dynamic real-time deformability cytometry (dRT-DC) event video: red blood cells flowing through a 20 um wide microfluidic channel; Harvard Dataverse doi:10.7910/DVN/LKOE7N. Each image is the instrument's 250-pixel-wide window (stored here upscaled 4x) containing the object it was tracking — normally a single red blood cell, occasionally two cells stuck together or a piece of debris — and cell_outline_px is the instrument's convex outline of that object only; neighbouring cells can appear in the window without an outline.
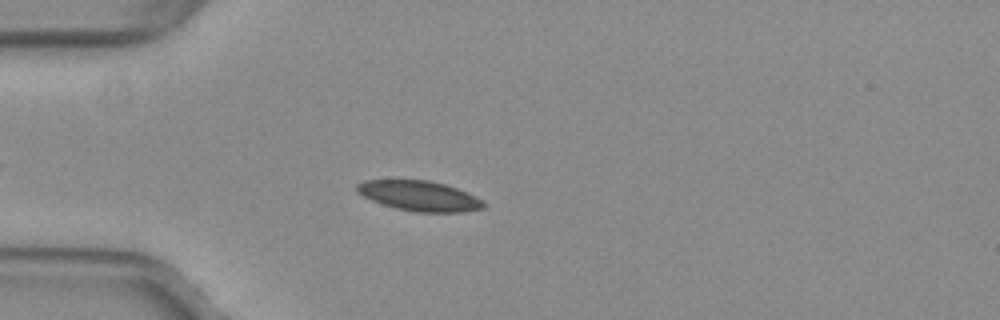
{"species": "common noctule bat (a hibernating species)", "species_latin": "Nyctalus noctula", "temperature_condition": "warm", "stored_images_in_passage": 38, "camera_frame_rate_fps": 3000, "um_per_image_px": 0.085, "animal": {"sex": "female", "body_mass_g": 29.2, "forearm_length_mm": 56.3}, "frame": {"image": 1, "passage_image": 8, "time_ms": 2.333, "image_size_px": [1000, 320], "cell_outline_px": [[488, 204], [484, 208], [464, 212], [416, 212], [396, 208], [372, 200], [356, 192], [356, 184], [364, 180], [428, 180], [444, 184], [468, 192], [476, 196]], "centroid_in_image_um": [35.68, 16.65], "position_along_channel_um": 49.3, "area_um2": 22.25}}
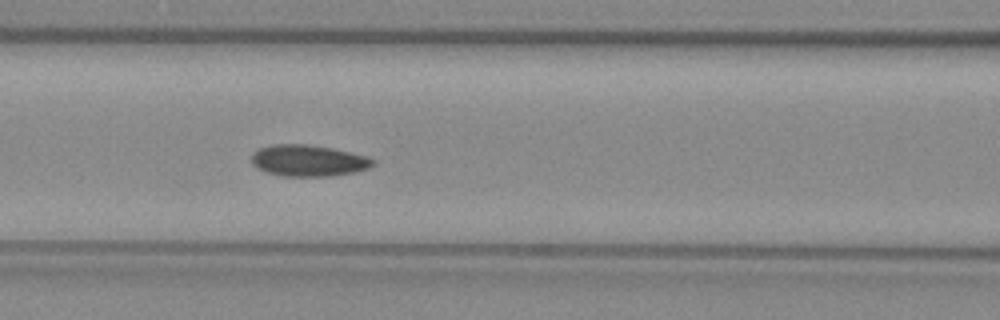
{"frame": {"image": 2, "passage_image": 16, "time_ms": 5.0, "image_size_px": [1000, 320], "cell_outline_px": [[376, 164], [368, 168], [356, 172], [332, 176], [280, 176], [256, 168], [252, 164], [252, 152], [260, 148], [272, 144], [308, 144], [332, 148], [368, 156], [376, 160]], "centroid_in_image_um": [26.23, 13.65], "position_along_channel_um": 140.4, "area_um2": 22.48}}
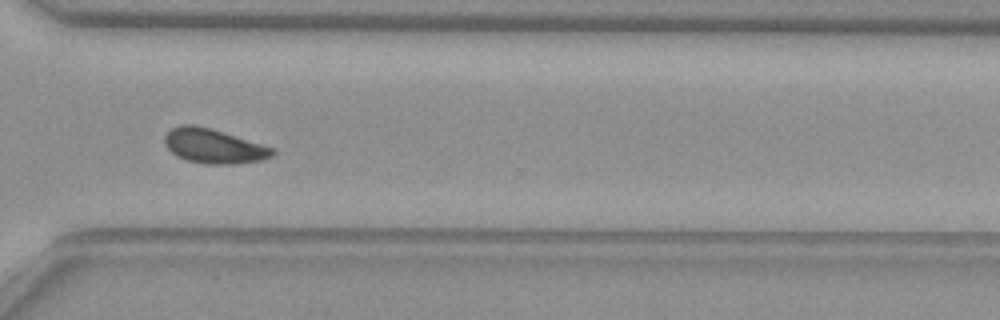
{"frame": {"image": 3, "passage_image": 32, "time_ms": 10.333, "image_size_px": [1000, 320], "cell_outline_px": [[276, 152], [272, 156], [264, 160], [236, 164], [208, 164], [188, 160], [176, 156], [164, 144], [164, 136], [172, 128], [180, 124], [196, 124], [212, 128], [276, 148]], "centroid_in_image_um": [18.2, 12.41], "position_along_channel_um": 352.4, "area_um2": 22.02}, "authors_computed_cell_mechanics": {"area_um2": 21.9351, "velocity_mm_per_s": 3.984, "shape_relaxation_time_tau1_ms": null, "shape_relaxation_time_tau2_ms": 2.969, "deformation_change_tau1": null, "deformation_change_tau2": 0.0609}}